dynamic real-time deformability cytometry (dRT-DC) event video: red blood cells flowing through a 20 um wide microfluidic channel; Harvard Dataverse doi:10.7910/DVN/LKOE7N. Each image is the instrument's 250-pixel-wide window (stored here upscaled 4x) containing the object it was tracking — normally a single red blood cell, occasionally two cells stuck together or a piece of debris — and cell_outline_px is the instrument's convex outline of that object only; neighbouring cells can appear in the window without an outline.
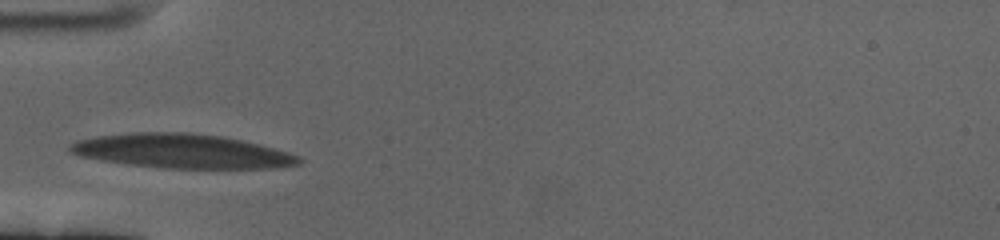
{"species": "human", "species_latin": "Homo sapiens", "temperature_condition": "cold", "stored_images_in_passage": 35, "camera_frame_rate_fps": 3000, "um_per_image_px": 0.085, "donor": {"sex": "female"}, "frame": {"image": 1, "passage_image": 1, "time_ms": 0.0, "image_size_px": [1000, 240], "cell_outline_px": [[304, 160], [300, 164], [272, 168], [164, 168], [128, 164], [100, 160], [80, 156], [68, 152], [68, 144], [76, 140], [96, 136], [132, 132], [188, 132], [224, 136], [260, 144], [288, 152], [300, 156]], "centroid_in_image_um": [15.44, 12.84], "position_along_channel_um": 69.6, "area_um2": 45.95}}
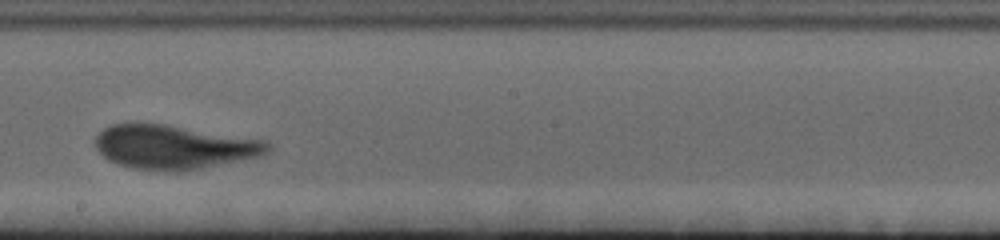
{"frame": {"image": 2, "passage_image": 16, "time_ms": 5.0, "image_size_px": [1000, 240], "cell_outline_px": [[272, 148], [268, 152], [260, 156], [200, 168], [172, 172], [132, 168], [116, 164], [108, 160], [96, 148], [96, 136], [104, 128], [112, 124], [164, 124], [264, 140], [272, 144]], "centroid_in_image_um": [14.79, 12.5], "position_along_channel_um": 233.4, "area_um2": 43.81}}
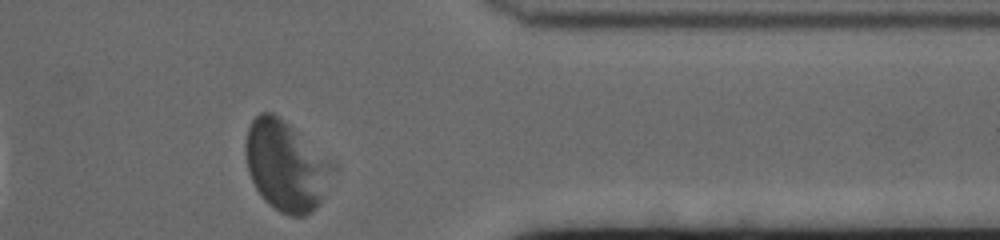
{"frame": {"image": 3, "passage_image": 31, "time_ms": 10.0, "image_size_px": [1000, 240], "cell_outline_px": [[336, 168], [320, 204], [312, 212], [304, 216], [288, 216], [280, 212], [268, 204], [264, 200], [256, 188], [248, 172], [244, 152], [244, 144], [248, 128], [252, 120], [260, 112], [272, 112], [288, 124], [336, 164]], "centroid_in_image_um": [24.31, 14.12], "position_along_channel_um": 387.1, "area_um2": 45.89}, "authors_computed_cell_mechanics": {"area_um2": 43.8702, "velocity_mm_per_s": 3.2946, "shape_relaxation_time_tau1_ms": 3.8907, "shape_relaxation_time_tau2_ms": 1.102, "deformation_change_tau1": 0.203, "deformation_change_tau2": 0.0925}}